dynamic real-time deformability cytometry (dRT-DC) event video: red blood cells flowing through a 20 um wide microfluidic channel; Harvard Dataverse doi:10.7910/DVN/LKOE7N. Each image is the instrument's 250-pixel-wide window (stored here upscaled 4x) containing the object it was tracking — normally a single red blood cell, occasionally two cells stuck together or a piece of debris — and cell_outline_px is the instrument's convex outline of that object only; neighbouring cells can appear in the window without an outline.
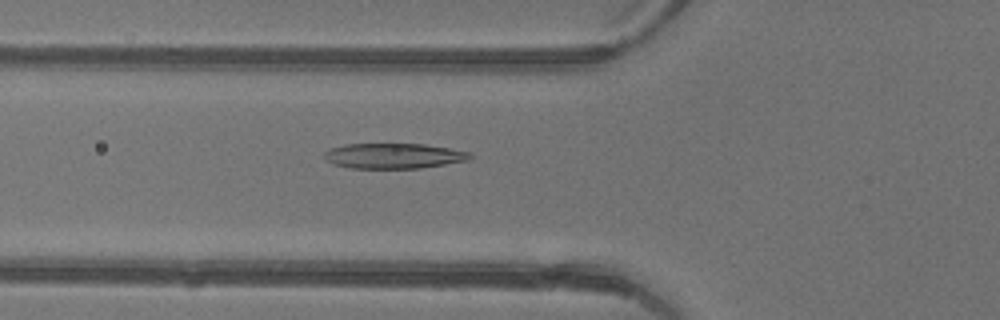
{"species": "common noctule bat (a hibernating species)", "species_latin": "Nyctalus noctula", "temperature_condition": "warm", "stored_images_in_passage": 44, "camera_frame_rate_fps": 3000, "um_per_image_px": 0.085, "animal": {"sex": "female"}, "frame": {"image": 1, "passage_image": 15, "time_ms": 4.667, "image_size_px": [1000, 320], "cell_outline_px": [[472, 156], [468, 160], [420, 168], [348, 168], [332, 164], [324, 160], [324, 152], [328, 148], [344, 144], [424, 144], [448, 148], [468, 152]], "centroid_in_image_um": [33.36, 13.25], "position_along_channel_um": 92.4, "area_um2": 21.5}}
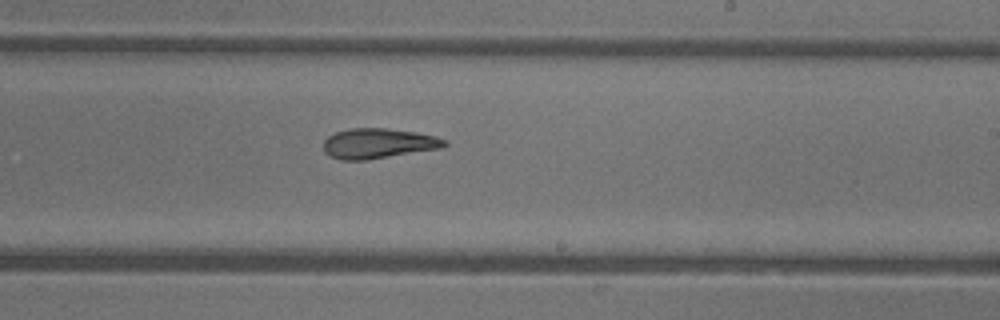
{"frame": {"image": 2, "passage_image": 26, "time_ms": 8.333, "image_size_px": [1000, 320], "cell_outline_px": [[448, 144], [444, 148], [364, 160], [340, 160], [328, 156], [324, 152], [324, 140], [328, 136], [336, 132], [352, 128], [384, 128], [416, 132], [436, 136], [448, 140]], "centroid_in_image_um": [32.17, 12.19], "position_along_channel_um": 256.8, "area_um2": 21.39}}
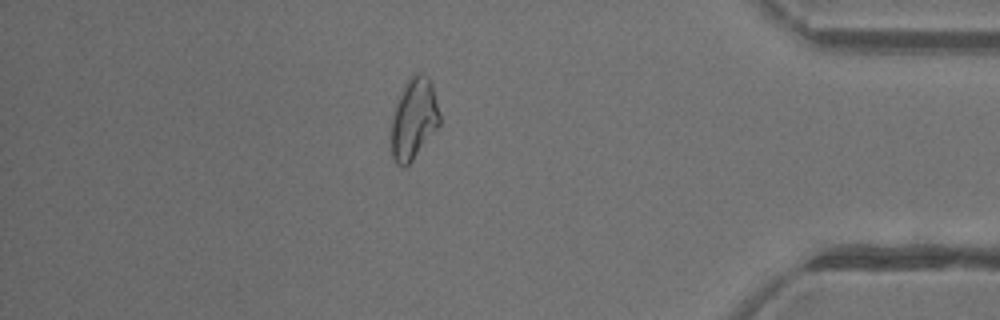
{"frame": {"image": 3, "passage_image": 38, "time_ms": 12.333, "image_size_px": [1000, 320], "cell_outline_px": [[440, 124], [412, 160], [404, 168], [396, 164], [392, 156], [392, 116], [400, 92], [408, 80], [412, 76], [420, 72], [424, 72], [428, 76], [432, 84], [440, 112]], "centroid_in_image_um": [35.19, 10.08], "position_along_channel_um": 400.0, "area_um2": 22.72}, "authors_computed_cell_mechanics": {"area_um2": 22.4842, "velocity_mm_per_s": 4.4794, "shape_relaxation_time_tau1_ms": 7.0307, "shape_relaxation_time_tau2_ms": 2.9687, "deformation_change_tau1": 0.2179, "deformation_change_tau2": 0.1179}}